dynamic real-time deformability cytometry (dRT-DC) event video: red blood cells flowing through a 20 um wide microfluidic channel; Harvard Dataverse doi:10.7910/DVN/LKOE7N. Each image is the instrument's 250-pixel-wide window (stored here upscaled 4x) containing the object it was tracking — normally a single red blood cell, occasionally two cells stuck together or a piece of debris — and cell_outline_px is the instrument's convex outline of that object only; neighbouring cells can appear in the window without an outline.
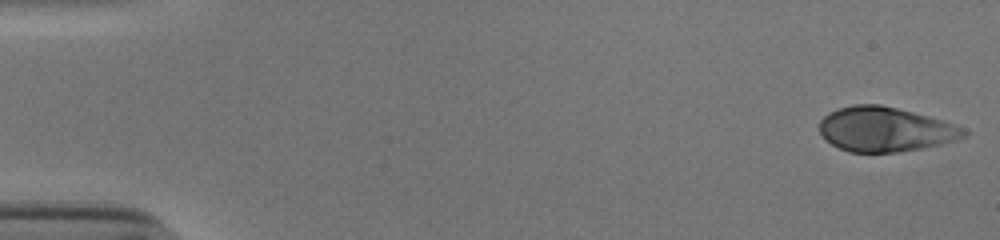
{"species": "human", "species_latin": "Homo sapiens", "temperature_condition": "cold", "stored_images_in_passage": 53, "camera_frame_rate_fps": 3000, "um_per_image_px": 0.085, "donor": {"sex": "male"}, "frame": {"image": 1, "passage_image": 1, "time_ms": 0.0, "image_size_px": [1000, 240], "cell_outline_px": [[968, 136], [960, 140], [920, 148], [896, 152], [848, 152], [824, 140], [820, 132], [820, 120], [828, 112], [852, 104], [880, 104], [944, 120], [956, 124], [964, 128], [968, 132]], "centroid_in_image_um": [75.26, 10.99], "position_along_channel_um": 9.7, "area_um2": 37.69}}
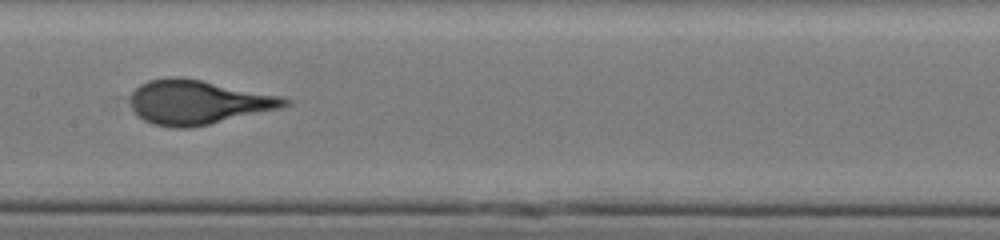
{"frame": {"image": 2, "passage_image": 27, "time_ms": 8.667, "image_size_px": [1000, 240], "cell_outline_px": [[292, 104], [280, 108], [208, 124], [188, 128], [172, 128], [152, 124], [144, 120], [132, 108], [132, 92], [140, 84], [148, 80], [172, 76], [176, 76], [200, 80], [280, 96], [292, 100]], "centroid_in_image_um": [16.82, 8.69], "position_along_channel_um": 190.6, "area_um2": 39.25}}
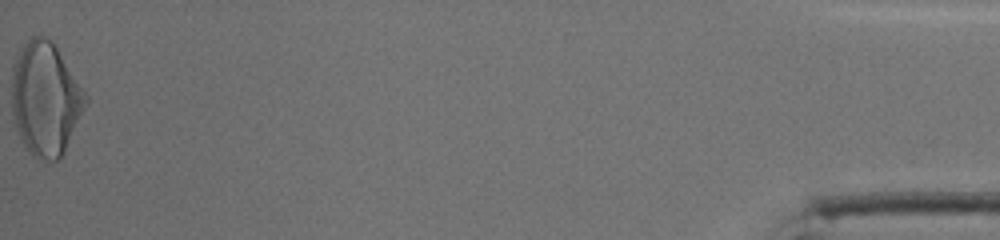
{"frame": {"image": 3, "passage_image": 53, "time_ms": 17.333, "image_size_px": [1000, 240], "cell_outline_px": [[88, 104], [64, 152], [56, 160], [40, 160], [32, 156], [28, 152], [16, 128], [12, 116], [12, 64], [20, 48], [32, 36], [44, 36], [52, 40], [56, 44], [84, 88], [88, 96]], "centroid_in_image_um": [3.88, 8.37], "position_along_channel_um": 431.3, "area_um2": 49.53}}